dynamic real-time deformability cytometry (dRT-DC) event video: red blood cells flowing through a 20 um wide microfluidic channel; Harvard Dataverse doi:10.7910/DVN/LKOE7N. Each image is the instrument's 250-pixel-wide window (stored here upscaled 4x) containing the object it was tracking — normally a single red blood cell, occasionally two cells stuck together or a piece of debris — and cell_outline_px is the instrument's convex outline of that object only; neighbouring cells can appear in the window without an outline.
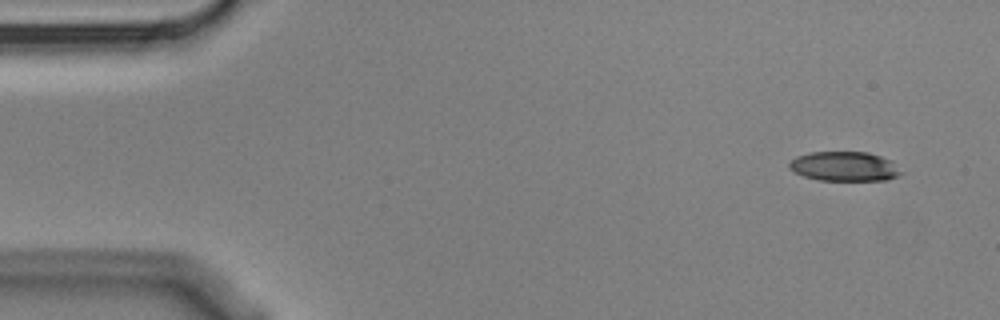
{"species": "Egyptian fruit bat (a non-hibernating species)", "species_latin": "Rousettus aegyptiacus", "temperature_condition": "cold", "stored_images_in_passage": 6, "segment_of_instrument_passage": [2, 2], "camera_frame_rate_fps": 3000, "um_per_image_px": 0.085, "animal": {"sex": "male"}, "frame": {"image": 1, "passage_image": 6, "time_ms": 1.667, "image_size_px": [1000, 320], "cell_outline_px": [[904, 172], [888, 180], [820, 180], [804, 176], [788, 168], [788, 164], [796, 156], [808, 152], [868, 152], [892, 160]], "centroid_in_image_um": [71.8, 14.13], "position_along_channel_um": 13.2, "area_um2": 19.31}}